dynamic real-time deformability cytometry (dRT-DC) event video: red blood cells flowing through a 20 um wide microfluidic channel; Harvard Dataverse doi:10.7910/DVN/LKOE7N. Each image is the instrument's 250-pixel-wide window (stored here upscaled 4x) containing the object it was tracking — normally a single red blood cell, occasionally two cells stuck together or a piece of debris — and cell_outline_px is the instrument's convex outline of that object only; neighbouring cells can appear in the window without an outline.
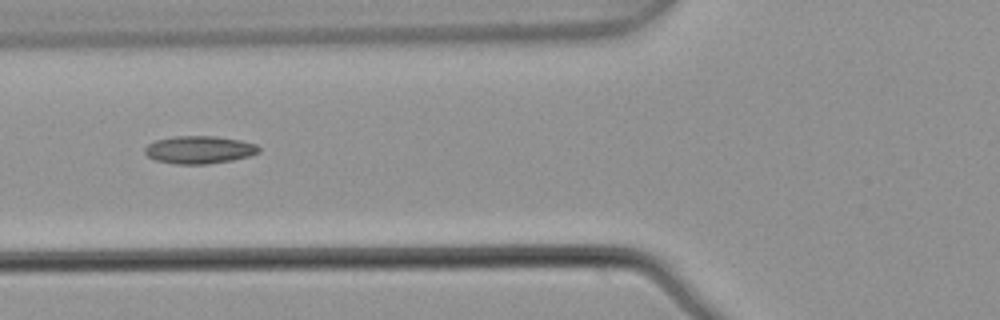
{"species": "common noctule bat (a hibernating species)", "species_latin": "Nyctalus noctula", "temperature_condition": "warm", "stored_images_in_passage": 2, "camera_frame_rate_fps": 3000, "um_per_image_px": 0.085, "animal": {"sex": "male", "body_mass_g": 21.5, "forearm_length_mm": 52.0}, "frame": {"image": 1, "passage_image": 2, "time_ms": 0.333, "image_size_px": [1000, 320], "cell_outline_px": [[260, 152], [248, 156], [232, 160], [208, 164], [176, 164], [156, 160], [148, 156], [144, 152], [144, 148], [148, 144], [156, 140], [176, 136], [216, 136], [240, 140], [256, 144], [260, 148]], "centroid_in_image_um": [16.94, 12.73], "position_along_channel_um": 108.9, "area_um2": 18.38}}